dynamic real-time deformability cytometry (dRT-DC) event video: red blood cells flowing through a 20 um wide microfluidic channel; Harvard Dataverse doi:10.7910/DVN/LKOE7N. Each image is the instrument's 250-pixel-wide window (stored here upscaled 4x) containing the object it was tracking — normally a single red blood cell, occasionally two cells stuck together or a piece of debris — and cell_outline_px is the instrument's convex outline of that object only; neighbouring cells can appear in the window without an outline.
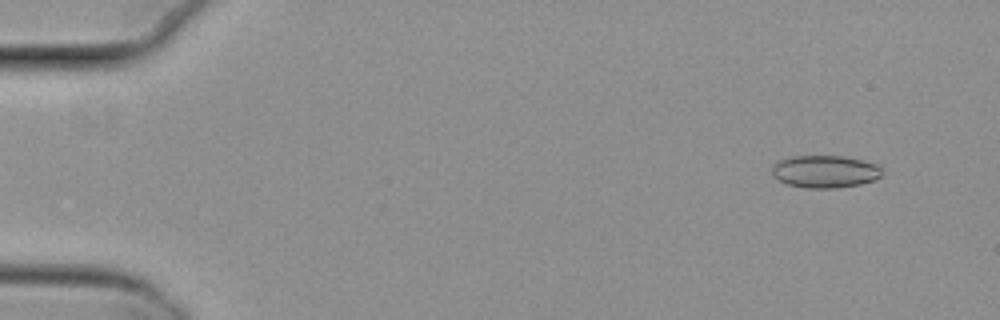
{"species": "common noctule bat (a hibernating species)", "species_latin": "Nyctalus noctula", "temperature_condition": "cold", "stored_images_in_passage": 55, "camera_frame_rate_fps": 3000, "um_per_image_px": 0.085, "animal": {"sex": "female", "body_mass_g": 29.2, "forearm_length_mm": 56.3}, "frame": {"image": 1, "passage_image": 5, "time_ms": 1.333, "image_size_px": [1000, 320], "cell_outline_px": [[880, 176], [876, 180], [860, 184], [836, 188], [804, 188], [788, 184], [772, 176], [772, 164], [780, 160], [792, 156], [844, 156], [876, 164], [880, 168]], "centroid_in_image_um": [70.09, 14.58], "position_along_channel_um": 14.9, "area_um2": 20.75}}
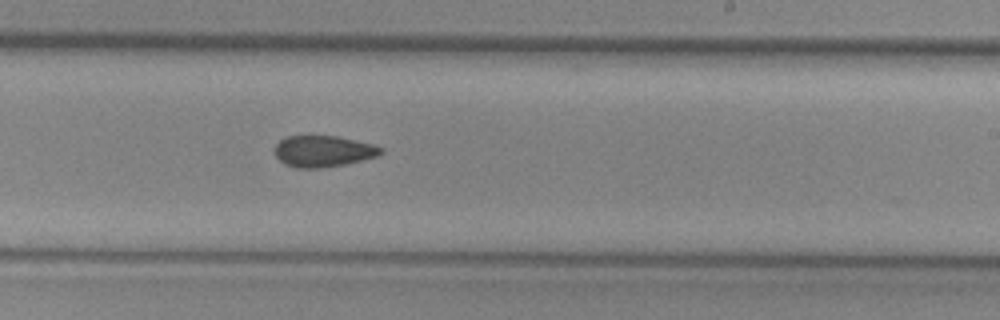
{"frame": {"image": 2, "passage_image": 34, "time_ms": 11.0, "image_size_px": [1000, 320], "cell_outline_px": [[384, 152], [376, 156], [344, 164], [324, 168], [296, 168], [284, 164], [272, 152], [276, 144], [280, 140], [288, 136], [336, 136], [372, 144], [384, 148]], "centroid_in_image_um": [27.43, 12.86], "position_along_channel_um": 261.6, "area_um2": 19.36}}
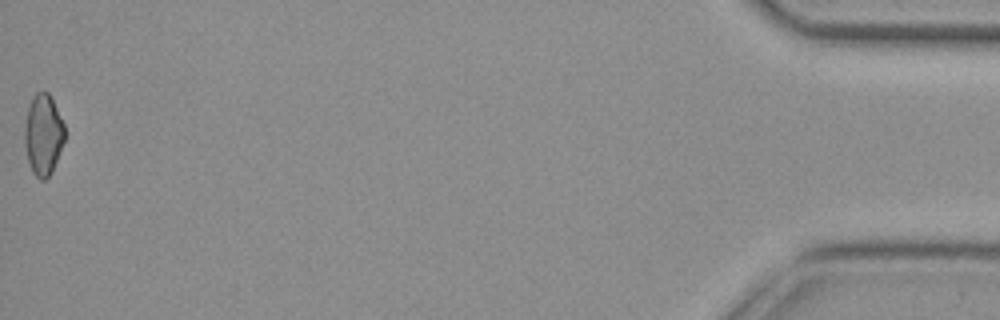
{"frame": {"image": 3, "passage_image": 55, "time_ms": 18.0, "image_size_px": [1000, 320], "cell_outline_px": [[64, 140], [52, 172], [44, 180], [40, 180], [32, 172], [28, 160], [24, 144], [24, 132], [28, 108], [36, 92], [48, 92], [64, 124]], "centroid_in_image_um": [3.66, 11.48], "position_along_channel_um": 431.5, "area_um2": 18.55}}